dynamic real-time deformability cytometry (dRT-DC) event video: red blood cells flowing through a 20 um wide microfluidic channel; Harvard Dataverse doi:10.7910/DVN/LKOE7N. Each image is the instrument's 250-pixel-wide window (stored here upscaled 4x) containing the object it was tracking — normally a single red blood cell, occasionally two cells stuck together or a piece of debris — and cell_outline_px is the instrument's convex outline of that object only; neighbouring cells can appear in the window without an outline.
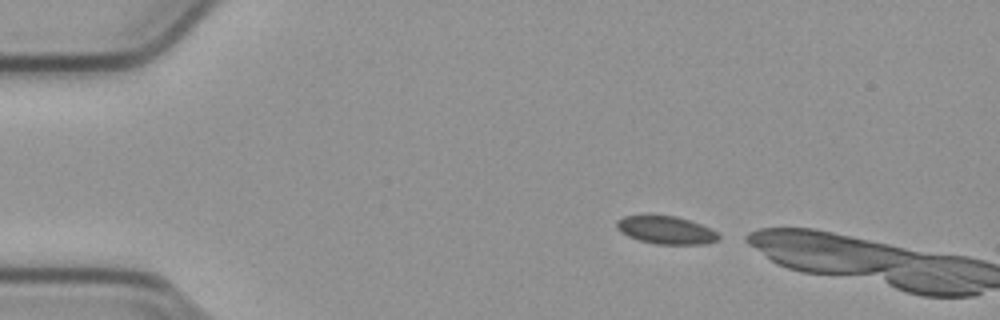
{"species": "common noctule bat (a hibernating species)", "species_latin": "Nyctalus noctula", "temperature_condition": "cold", "stored_images_in_passage": 4, "camera_frame_rate_fps": 3000, "um_per_image_px": 0.085, "animal": {"sex": "male", "body_mass_g": 23.1, "forearm_length_mm": 52.7}, "frame": {"image": 1, "passage_image": 1, "time_ms": 0.0, "image_size_px": [1000, 320], "cell_outline_px": [[720, 240], [704, 244], [656, 244], [640, 240], [628, 236], [620, 232], [616, 228], [616, 220], [624, 216], [676, 216], [700, 224], [716, 232], [720, 236]], "centroid_in_image_um": [56.6, 19.57], "position_along_channel_um": 28.4, "area_um2": 16.36}}